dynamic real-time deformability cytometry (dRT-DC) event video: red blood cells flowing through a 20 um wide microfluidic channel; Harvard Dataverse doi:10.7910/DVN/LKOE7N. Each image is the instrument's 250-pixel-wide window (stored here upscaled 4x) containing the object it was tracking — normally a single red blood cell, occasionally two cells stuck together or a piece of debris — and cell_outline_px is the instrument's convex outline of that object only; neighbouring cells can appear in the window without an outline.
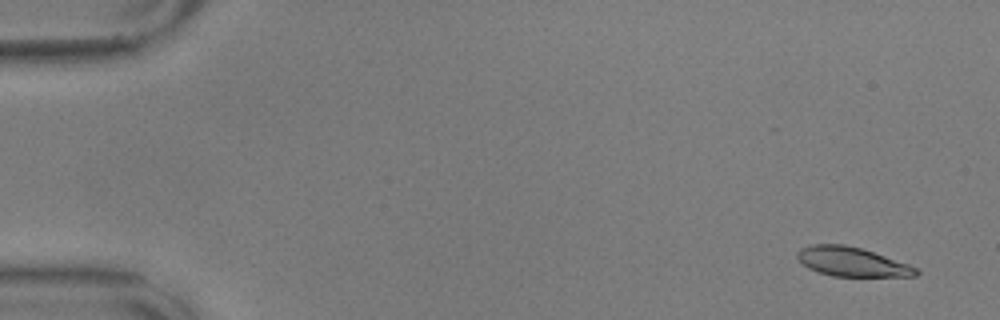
{"species": "common noctule bat (a hibernating species)", "species_latin": "Nyctalus noctula", "temperature_condition": "warm", "stored_images_in_passage": 57, "camera_frame_rate_fps": 3000, "um_per_image_px": 0.085, "animal": {"sex": "male", "body_mass_g": 17.9, "forearm_length_mm": 54.2}, "frame": {"image": 1, "passage_image": 3, "time_ms": 0.667, "image_size_px": [1000, 320], "cell_outline_px": [[920, 272], [916, 276], [832, 276], [808, 268], [796, 256], [796, 252], [800, 248], [812, 244], [844, 244], [860, 248], [908, 264], [916, 268]], "centroid_in_image_um": [72.38, 22.25], "position_along_channel_um": 12.6, "area_um2": 19.94}}
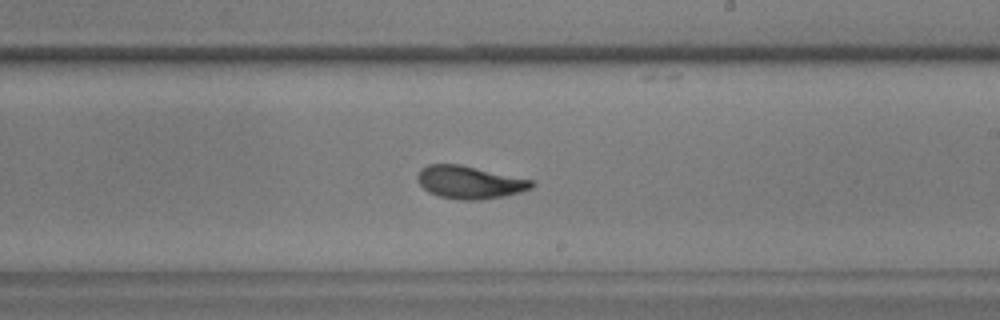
{"frame": {"image": 2, "passage_image": 34, "time_ms": 11.0, "image_size_px": [1000, 320], "cell_outline_px": [[536, 184], [532, 188], [520, 192], [504, 196], [480, 200], [460, 200], [440, 196], [428, 192], [416, 180], [416, 176], [420, 168], [428, 164], [460, 164], [532, 180]], "centroid_in_image_um": [39.89, 15.49], "position_along_channel_um": 249.1, "area_um2": 21.85}}
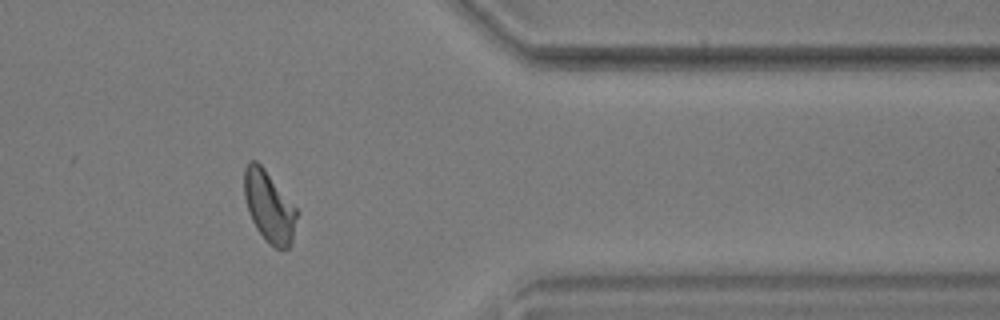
{"frame": {"image": 3, "passage_image": 47, "time_ms": 15.333, "image_size_px": [1000, 320], "cell_outline_px": [[300, 212], [292, 240], [288, 248], [276, 248], [268, 244], [256, 228], [252, 220], [244, 196], [244, 168], [248, 160], [256, 160], [264, 168]], "centroid_in_image_um": [22.89, 17.55], "position_along_channel_um": 388.5, "area_um2": 21.91}, "authors_computed_cell_mechanics": {"area_um2": 21.5594, "velocity_mm_per_s": 3.5598, "shape_relaxation_time_tau1_ms": 3.7762, "shape_relaxation_time_tau2_ms": 1.252, "deformation_change_tau1": 0.1536, "deformation_change_tau2": 0.0713}}